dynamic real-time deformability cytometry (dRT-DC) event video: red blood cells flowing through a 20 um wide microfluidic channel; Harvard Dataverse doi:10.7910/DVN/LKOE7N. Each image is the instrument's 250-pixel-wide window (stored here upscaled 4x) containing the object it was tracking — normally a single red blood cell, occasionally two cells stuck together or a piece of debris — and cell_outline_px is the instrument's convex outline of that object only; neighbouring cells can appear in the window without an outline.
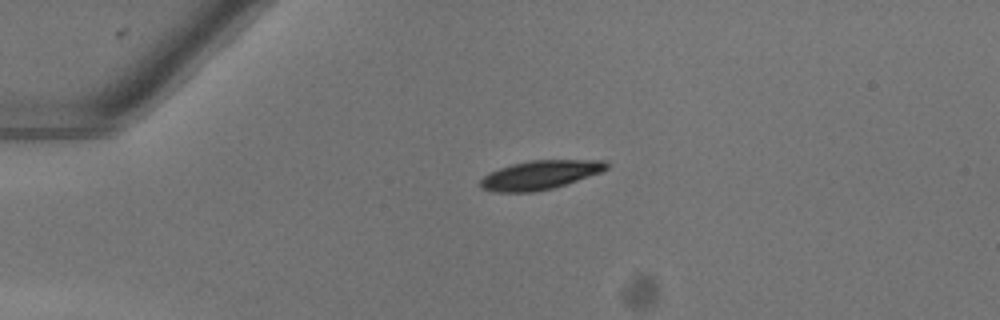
{"species": "common noctule bat (a hibernating species)", "species_latin": "Nyctalus noctula", "temperature_condition": "warm", "stored_images_in_passage": 35, "camera_frame_rate_fps": 3000, "um_per_image_px": 0.085, "animal": {"sex": "female"}, "frame": {"image": 1, "passage_image": 1, "time_ms": 0.0, "image_size_px": [1000, 320], "cell_outline_px": [[608, 168], [600, 172], [552, 188], [532, 192], [492, 192], [480, 188], [480, 180], [484, 176], [500, 168], [512, 164], [532, 160], [604, 160], [608, 164]], "centroid_in_image_um": [45.86, 14.87], "position_along_channel_um": 39.1, "area_um2": 20.92}}
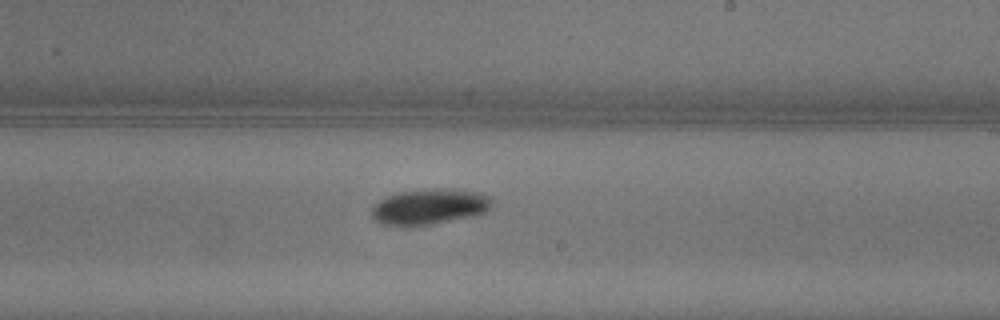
{"frame": {"image": 2, "passage_image": 20, "time_ms": 6.333, "image_size_px": [1000, 320], "cell_outline_px": [[496, 204], [484, 212], [472, 216], [432, 224], [380, 224], [372, 216], [372, 208], [384, 196], [400, 192], [424, 188], [436, 188], [476, 192], [492, 196]], "centroid_in_image_um": [36.56, 17.53], "position_along_channel_um": 252.4, "area_um2": 24.74}}
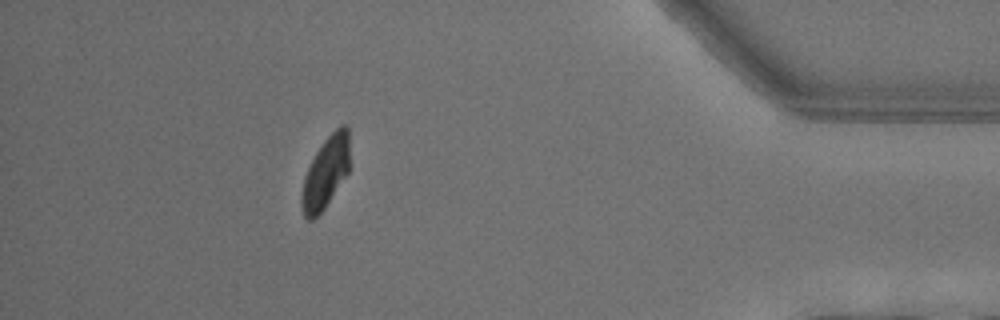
{"frame": {"image": 3, "passage_image": 35, "time_ms": 11.333, "image_size_px": [1000, 320], "cell_outline_px": [[348, 172], [324, 208], [312, 220], [308, 220], [304, 216], [300, 204], [300, 200], [304, 176], [316, 152], [324, 140], [340, 124], [344, 124], [348, 128]], "centroid_in_image_um": [27.65, 14.67], "position_along_channel_um": 407.5, "area_um2": 19.65}, "authors_computed_cell_mechanics": {"area_um2": 22.9466, "velocity_mm_per_s": 4.037, "shape_relaxation_time_tau1_ms": 2.4766, "shape_relaxation_time_tau2_ms": null, "deformation_change_tau1": 0.1252, "deformation_change_tau2": null}}